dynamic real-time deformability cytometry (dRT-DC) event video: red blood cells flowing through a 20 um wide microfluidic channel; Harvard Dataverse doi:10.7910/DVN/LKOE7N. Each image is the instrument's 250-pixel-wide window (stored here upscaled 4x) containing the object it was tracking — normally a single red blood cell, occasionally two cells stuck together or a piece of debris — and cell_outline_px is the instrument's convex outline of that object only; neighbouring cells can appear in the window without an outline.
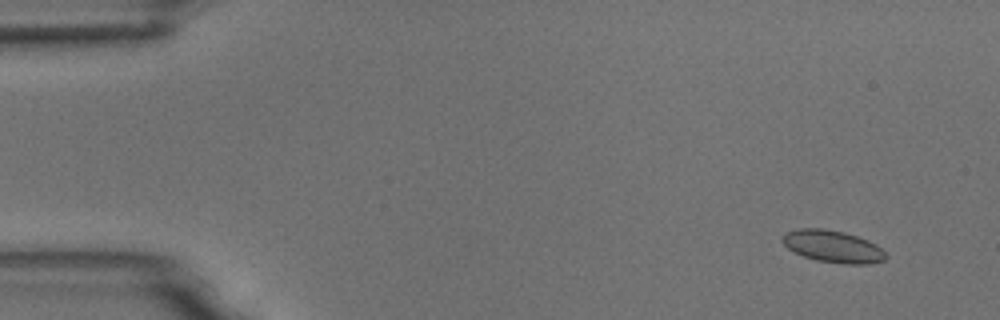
{"species": "common noctule bat (a hibernating species)", "species_latin": "Nyctalus noctula", "temperature_condition": "room temperature", "stored_images_in_passage": 11, "camera_frame_rate_fps": 3000, "um_per_image_px": 0.085, "animal": {"sex": "male", "body_mass_g": 18.8}, "frame": {"image": 1, "passage_image": 2, "time_ms": 1.333, "image_size_px": [1000, 320], "cell_outline_px": [[888, 256], [884, 260], [868, 264], [844, 264], [816, 260], [804, 256], [788, 248], [780, 240], [788, 232], [796, 228], [820, 228], [844, 232], [868, 240], [876, 244]], "centroid_in_image_um": [70.8, 20.95], "position_along_channel_um": 14.2, "area_um2": 19.19}}
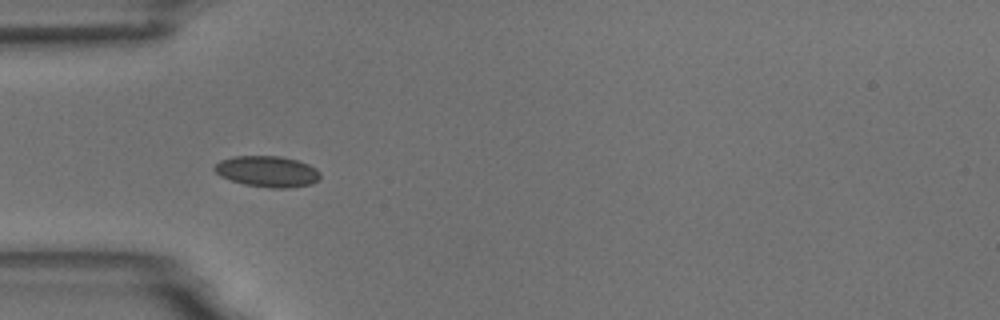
{"frame": {"image": 2, "passage_image": 5, "time_ms": 5.667, "image_size_px": [1000, 320], "cell_outline_px": [[320, 180], [312, 184], [288, 188], [268, 188], [244, 184], [220, 176], [212, 168], [220, 160], [232, 156], [280, 156], [296, 160], [308, 164], [316, 168], [320, 172]], "centroid_in_image_um": [22.74, 14.58], "position_along_channel_um": 62.3, "area_um2": 19.25}}